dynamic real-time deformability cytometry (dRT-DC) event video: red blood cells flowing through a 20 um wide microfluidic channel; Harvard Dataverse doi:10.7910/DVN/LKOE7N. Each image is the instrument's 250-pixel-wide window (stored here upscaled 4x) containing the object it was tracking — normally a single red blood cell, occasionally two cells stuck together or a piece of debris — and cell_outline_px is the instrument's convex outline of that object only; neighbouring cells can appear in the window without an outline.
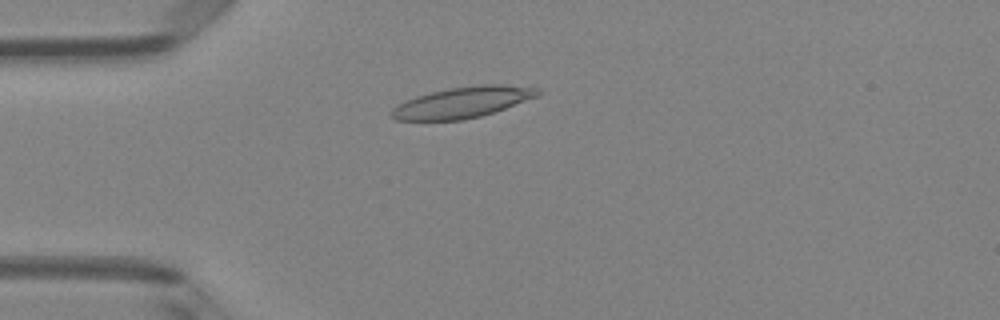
{"species": "Egyptian fruit bat (a non-hibernating species)", "species_latin": "Rousettus aegyptiacus", "temperature_condition": "room temperature", "stored_images_in_passage": 42, "camera_frame_rate_fps": 3000, "um_per_image_px": 0.085, "animal": {"sex": "female"}, "frame": {"image": 1, "passage_image": 6, "time_ms": 1.667, "image_size_px": [1000, 320], "cell_outline_px": [[540, 96], [480, 116], [464, 120], [396, 120], [388, 116], [392, 108], [396, 104], [416, 96], [448, 88], [480, 84], [504, 84], [540, 88]], "centroid_in_image_um": [39.3, 8.69], "position_along_channel_um": 45.7, "area_um2": 26.53}}
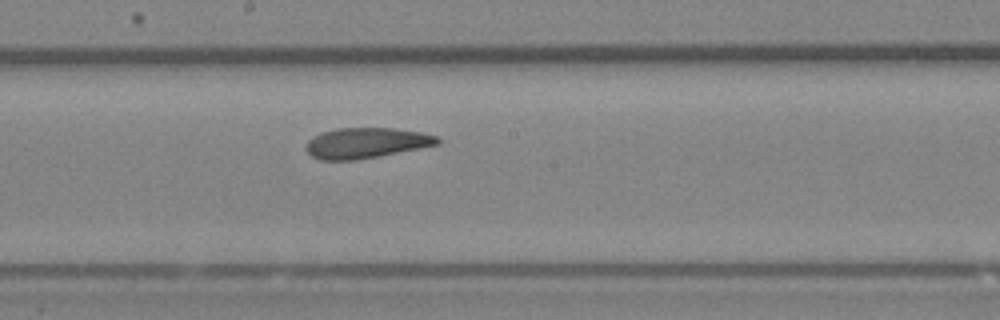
{"frame": {"image": 2, "passage_image": 20, "time_ms": 6.333, "image_size_px": [1000, 320], "cell_outline_px": [[440, 144], [420, 148], [356, 160], [320, 160], [312, 156], [304, 148], [304, 144], [308, 140], [324, 132], [336, 128], [392, 128], [420, 132], [436, 136], [440, 140]], "centroid_in_image_um": [31.1, 12.15], "position_along_channel_um": 217.1, "area_um2": 23.18}}
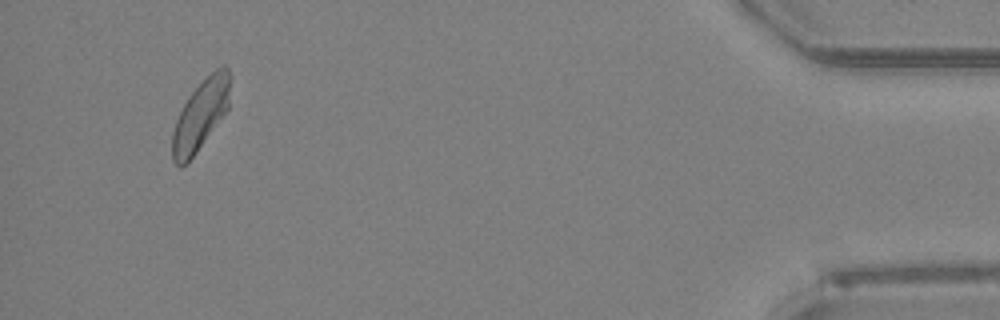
{"frame": {"image": 3, "passage_image": 40, "time_ms": 13.0, "image_size_px": [1000, 320], "cell_outline_px": [[232, 76], [228, 108], [196, 152], [180, 168], [172, 160], [172, 132], [176, 120], [188, 96], [216, 68], [224, 64], [228, 68]], "centroid_in_image_um": [17.07, 9.73], "position_along_channel_um": 418.1, "area_um2": 23.29}, "authors_computed_cell_mechanics": {"area_um2": 24.1604, "velocity_mm_per_s": 4.0745, "shape_relaxation_time_tau1_ms": null, "shape_relaxation_time_tau2_ms": 2.7612, "deformation_change_tau1": null, "deformation_change_tau2": 0.1032}}